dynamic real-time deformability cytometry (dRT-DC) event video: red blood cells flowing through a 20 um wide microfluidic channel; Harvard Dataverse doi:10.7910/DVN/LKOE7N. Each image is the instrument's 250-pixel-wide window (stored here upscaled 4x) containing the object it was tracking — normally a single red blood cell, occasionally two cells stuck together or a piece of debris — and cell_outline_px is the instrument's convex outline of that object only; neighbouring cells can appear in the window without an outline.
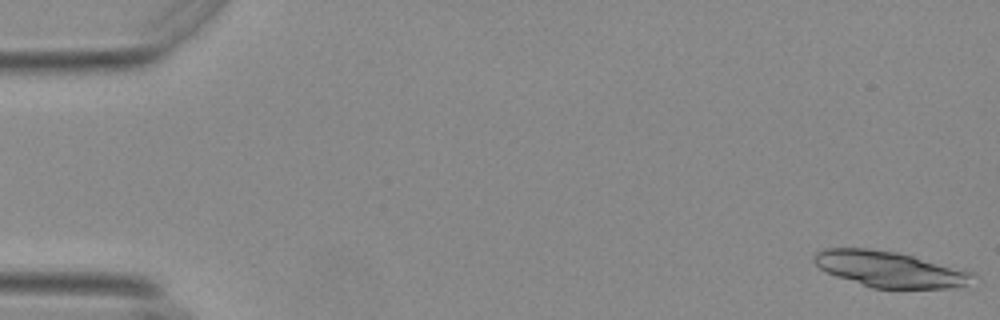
{"species": "Egyptian fruit bat (a non-hibernating species)", "species_latin": "Rousettus aegyptiacus", "temperature_condition": "warm", "stored_images_in_passage": 47, "camera_frame_rate_fps": 3000, "um_per_image_px": 0.085, "animal": {"sex": "female"}, "frame": {"image": 1, "passage_image": 1, "time_ms": 0.0, "image_size_px": [1000, 320], "cell_outline_px": [[972, 276], [964, 284], [948, 288], [872, 288], [836, 276], [820, 268], [812, 260], [812, 256], [816, 252], [824, 248], [868, 248], [896, 252], [964, 268], [972, 272]], "centroid_in_image_um": [75.57, 22.86], "position_along_channel_um": 9.4, "area_um2": 32.89}}
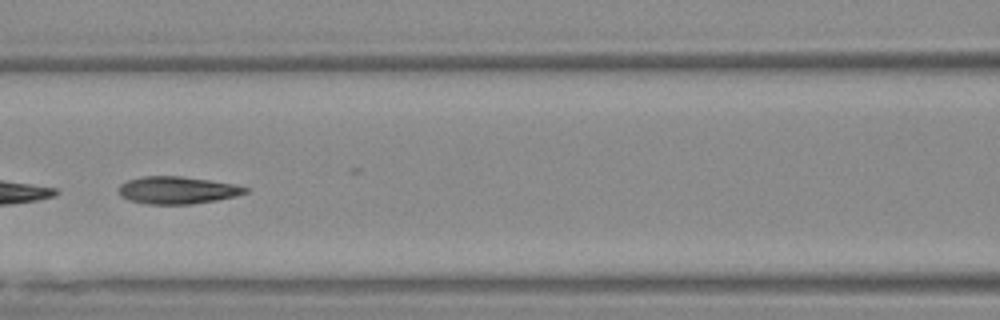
{"frame": {"image": 2, "passage_image": 25, "time_ms": 8.0, "image_size_px": [1000, 320], "cell_outline_px": [[248, 192], [236, 196], [216, 200], [192, 204], [144, 204], [128, 200], [120, 196], [116, 188], [120, 184], [128, 180], [144, 176], [180, 176], [236, 184], [248, 188]], "centroid_in_image_um": [15.03, 16.17], "position_along_channel_um": 151.6, "area_um2": 20.35}}
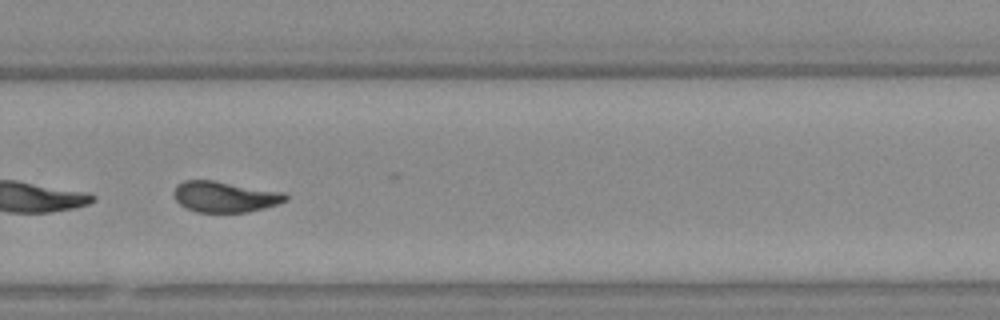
{"frame": {"image": 3, "passage_image": 38, "time_ms": 12.333, "image_size_px": [1000, 320], "cell_outline_px": [[288, 200], [264, 208], [248, 212], [196, 212], [184, 208], [176, 200], [176, 184], [184, 180], [212, 180], [284, 192], [288, 196]], "centroid_in_image_um": [19.12, 16.72], "position_along_channel_um": 310.7, "area_um2": 20.0}, "authors_computed_cell_mechanics": {"area_um2": 20.6924, "velocity_mm_per_s": 3.6928, "shape_relaxation_time_tau1_ms": 4.9308, "shape_relaxation_time_tau2_ms": 2.0042, "deformation_change_tau1": 0.1887, "deformation_change_tau2": 0.0964}}